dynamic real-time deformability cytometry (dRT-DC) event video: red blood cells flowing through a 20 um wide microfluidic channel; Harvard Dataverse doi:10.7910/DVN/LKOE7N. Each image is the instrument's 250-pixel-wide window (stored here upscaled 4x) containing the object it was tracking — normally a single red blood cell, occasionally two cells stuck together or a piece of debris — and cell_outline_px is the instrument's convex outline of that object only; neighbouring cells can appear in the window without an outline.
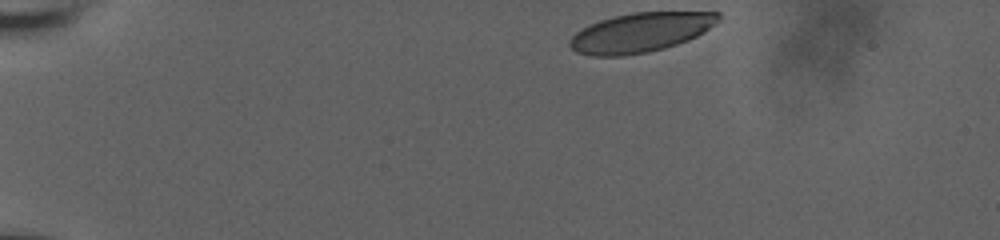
{"species": "human", "species_latin": "Homo sapiens", "temperature_condition": "room temperature", "stored_images_in_passage": 40, "camera_frame_rate_fps": 3000, "um_per_image_px": 0.085, "donor": {"sex": "male"}, "frame": {"image": 1, "passage_image": 1, "time_ms": 0.0, "image_size_px": [1000, 240], "cell_outline_px": [[720, 20], [704, 32], [688, 40], [664, 48], [648, 52], [624, 56], [592, 56], [576, 52], [568, 44], [568, 40], [576, 32], [600, 20], [632, 12], [720, 12]], "centroid_in_image_um": [54.45, 2.76], "position_along_channel_um": 30.6, "area_um2": 33.99}}
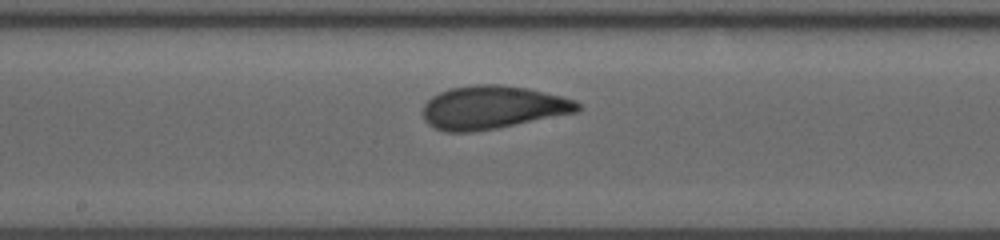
{"frame": {"image": 2, "passage_image": 23, "time_ms": 7.333, "image_size_px": [1000, 240], "cell_outline_px": [[580, 108], [576, 112], [496, 128], [472, 132], [444, 132], [428, 124], [424, 120], [424, 104], [432, 96], [448, 88], [476, 84], [500, 84], [528, 88], [576, 100], [580, 104]], "centroid_in_image_um": [41.84, 9.12], "position_along_channel_um": 206.4, "area_um2": 38.78}}
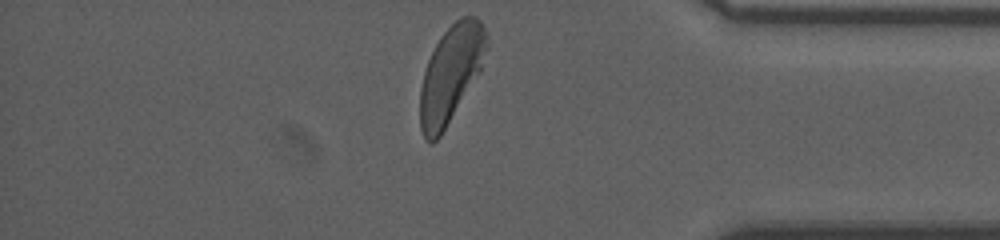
{"frame": {"image": 3, "passage_image": 40, "time_ms": 13.0, "image_size_px": [1000, 240], "cell_outline_px": [[488, 40], [480, 72], [440, 136], [432, 144], [424, 140], [420, 128], [420, 88], [424, 72], [428, 60], [440, 36], [460, 16], [476, 16], [480, 20], [488, 36]], "centroid_in_image_um": [38.31, 6.29], "position_along_channel_um": 396.9, "area_um2": 37.34}, "authors_computed_cell_mechanics": {"area_um2": 37.7434, "velocity_mm_per_s": 3.699, "shape_relaxation_time_tau1_ms": 3.1876, "shape_relaxation_time_tau2_ms": 0.9393, "deformation_change_tau1": 0.1403, "deformation_change_tau2": 0.0768}}